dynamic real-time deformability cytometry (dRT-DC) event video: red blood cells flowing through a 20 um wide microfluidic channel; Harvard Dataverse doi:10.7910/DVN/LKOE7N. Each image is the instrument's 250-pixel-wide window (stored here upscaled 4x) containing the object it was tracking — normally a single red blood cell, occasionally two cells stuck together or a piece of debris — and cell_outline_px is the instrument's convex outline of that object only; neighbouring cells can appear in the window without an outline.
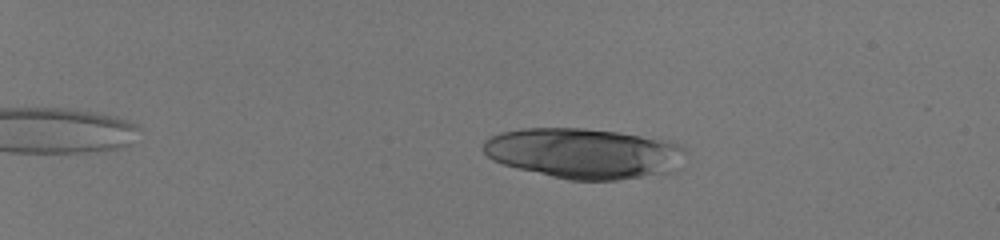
{"species": "human", "species_latin": "Homo sapiens", "temperature_condition": "room temperature", "stored_images_in_passage": 28, "camera_frame_rate_fps": 3000, "um_per_image_px": 0.085, "donor": {"sex": "male"}, "frame": {"image": 1, "passage_image": 14, "time_ms": 4.333, "image_size_px": [1000, 240], "cell_outline_px": [[684, 148], [680, 168], [676, 172], [616, 180], [568, 180], [504, 164], [492, 160], [484, 152], [484, 140], [500, 132], [524, 128], [584, 128], [616, 132], [668, 140], [684, 144]], "centroid_in_image_um": [49.69, 13.03], "position_along_channel_um": 35.3, "area_um2": 59.48}}